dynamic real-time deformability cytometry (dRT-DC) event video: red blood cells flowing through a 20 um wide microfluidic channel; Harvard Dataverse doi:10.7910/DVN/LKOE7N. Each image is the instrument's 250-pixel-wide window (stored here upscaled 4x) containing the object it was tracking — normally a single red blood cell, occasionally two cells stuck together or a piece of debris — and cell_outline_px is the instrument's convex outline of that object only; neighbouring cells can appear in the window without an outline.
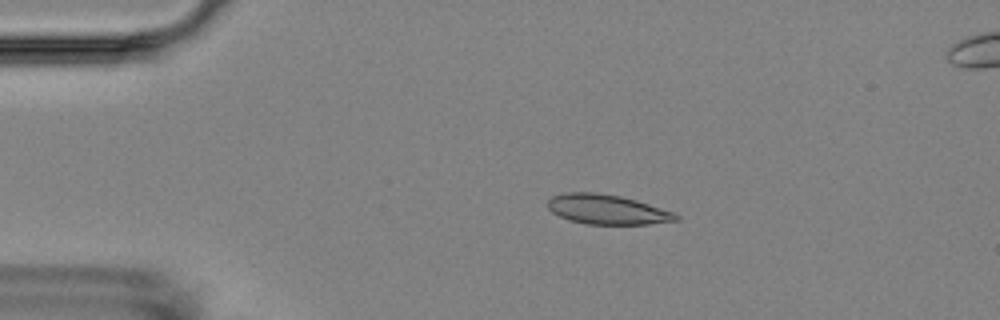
{"species": "Egyptian fruit bat (a non-hibernating species)", "species_latin": "Rousettus aegyptiacus", "temperature_condition": "room temperature", "stored_images_in_passage": 15, "segment_of_instrument_passage": [1, 2], "camera_frame_rate_fps": 3000, "um_per_image_px": 0.085, "animal": {"sex": "female"}, "frame": {"image": 1, "passage_image": 2, "time_ms": 2.0, "image_size_px": [1000, 320], "cell_outline_px": [[680, 220], [648, 224], [588, 224], [568, 220], [552, 212], [548, 208], [548, 200], [552, 196], [564, 192], [596, 192], [620, 196], [636, 200], [676, 212], [680, 216]], "centroid_in_image_um": [51.63, 17.8], "position_along_channel_um": 33.4, "area_um2": 22.37}}
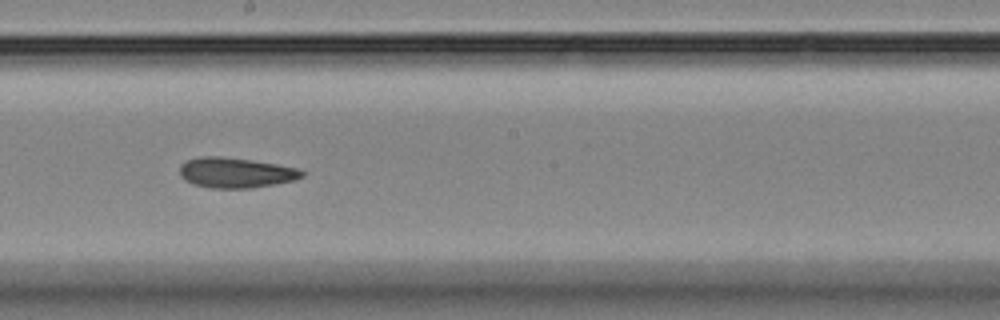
{"frame": {"image": 2, "passage_image": 8, "time_ms": 8.667, "image_size_px": [1000, 320], "cell_outline_px": [[304, 176], [296, 180], [252, 188], [212, 188], [196, 184], [184, 180], [180, 176], [180, 164], [188, 160], [200, 156], [220, 156], [276, 164], [296, 168], [304, 172]], "centroid_in_image_um": [20.03, 14.68], "position_along_channel_um": 228.2, "area_um2": 21.39}}
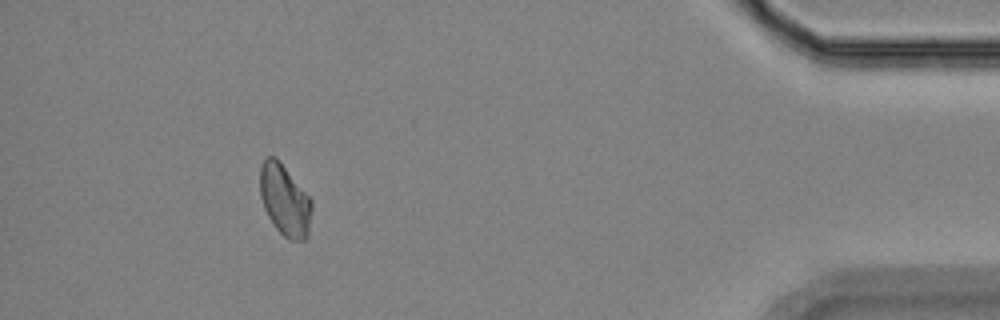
{"frame": {"image": 3, "passage_image": 13, "time_ms": 15.333, "image_size_px": [1000, 320], "cell_outline_px": [[312, 212], [308, 236], [304, 240], [288, 240], [276, 228], [268, 216], [264, 208], [260, 196], [260, 164], [268, 156], [276, 156], [312, 200]], "centroid_in_image_um": [24.21, 17.01], "position_along_channel_um": 411.0, "area_um2": 21.62}}